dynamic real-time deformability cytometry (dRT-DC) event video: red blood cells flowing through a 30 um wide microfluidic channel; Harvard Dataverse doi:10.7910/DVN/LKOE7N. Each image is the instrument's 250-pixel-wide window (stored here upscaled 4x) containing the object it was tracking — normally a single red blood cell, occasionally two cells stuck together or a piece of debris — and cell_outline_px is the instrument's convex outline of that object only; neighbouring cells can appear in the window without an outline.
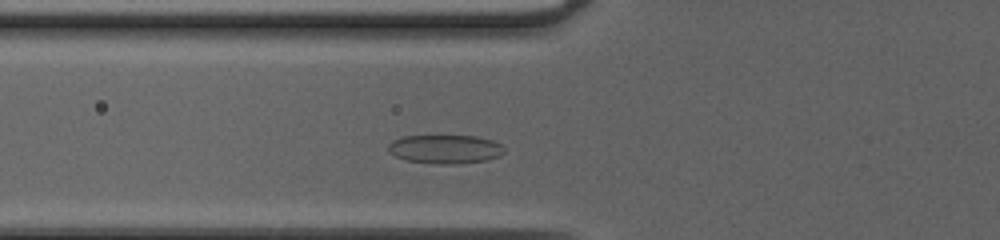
{"species": "common noctule bat (a hibernating species)", "species_latin": "Nyctalus noctula", "temperature_condition": "cold", "stored_images_in_passage": 40, "camera_frame_rate_fps": 3000, "um_per_image_px": 0.085, "animal": {"sex": "female", "body_mass_g": 20.0, "forearm_length_mm": 54.0}, "frame": {"image": 1, "passage_image": 9, "time_ms": 2.667, "image_size_px": [1000, 240], "cell_outline_px": [[504, 152], [500, 156], [488, 160], [456, 164], [436, 164], [408, 160], [396, 156], [388, 152], [388, 144], [392, 140], [404, 136], [476, 136], [492, 140], [500, 144], [504, 148]], "centroid_in_image_um": [37.85, 12.68], "position_along_channel_um": 88.0, "area_um2": 19.48}}
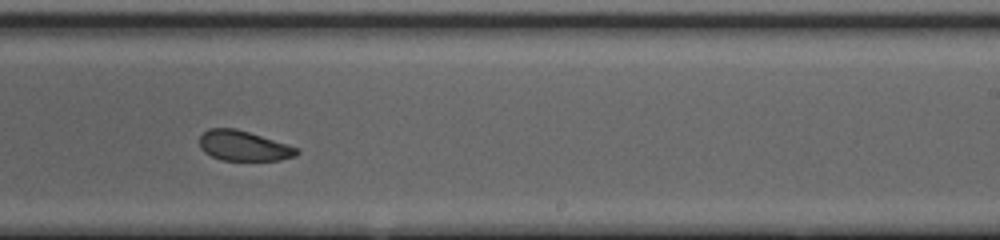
{"frame": {"image": 2, "passage_image": 22, "time_ms": 7.0, "image_size_px": [1000, 240], "cell_outline_px": [[300, 152], [296, 156], [280, 160], [220, 160], [204, 152], [200, 148], [200, 136], [208, 128], [236, 128], [288, 144], [300, 148]], "centroid_in_image_um": [20.73, 12.39], "position_along_channel_um": 268.3, "area_um2": 17.17}}
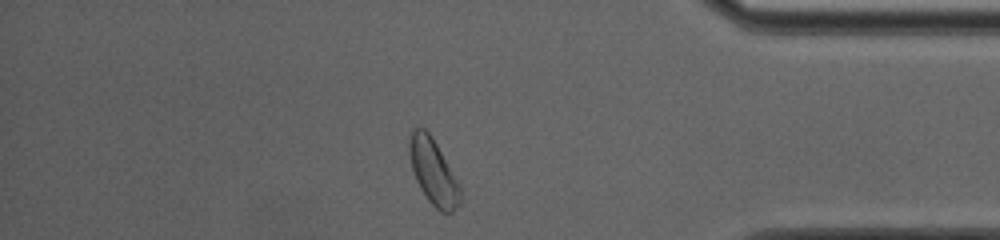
{"frame": {"image": 3, "passage_image": 33, "time_ms": 10.667, "image_size_px": [1000, 240], "cell_outline_px": [[460, 204], [452, 212], [440, 212], [428, 200], [420, 188], [416, 180], [412, 168], [408, 152], [408, 144], [412, 128], [424, 128], [432, 136], [460, 184]], "centroid_in_image_um": [36.82, 14.59], "position_along_channel_um": 398.4, "area_um2": 19.42}, "authors_computed_cell_mechanics": {"area_um2": 18.9006, "velocity_mm_per_s": 4.1488, "shape_relaxation_time_tau1_ms": null, "shape_relaxation_time_tau2_ms": 1.5432, "deformation_change_tau1": null, "deformation_change_tau2": 0.0693}}